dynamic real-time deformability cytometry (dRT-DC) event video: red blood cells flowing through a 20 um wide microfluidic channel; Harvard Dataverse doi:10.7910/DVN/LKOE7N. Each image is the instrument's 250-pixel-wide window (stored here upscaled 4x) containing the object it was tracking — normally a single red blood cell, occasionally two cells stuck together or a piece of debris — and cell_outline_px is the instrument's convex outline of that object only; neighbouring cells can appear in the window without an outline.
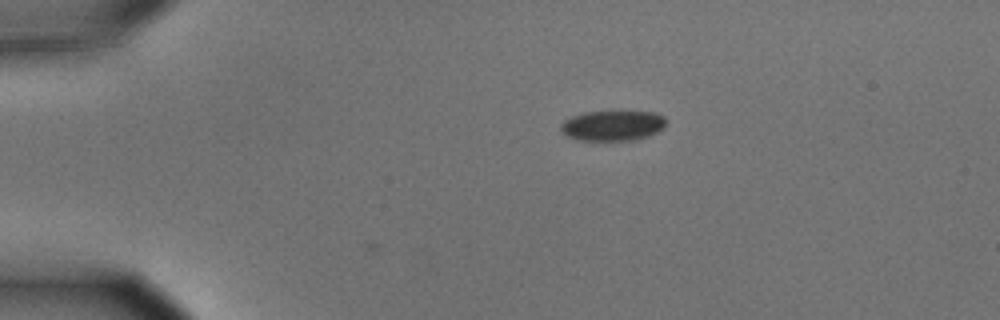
{"species": "common noctule bat (a hibernating species)", "species_latin": "Nyctalus noctula", "temperature_condition": "cold", "stored_images_in_passage": 27, "camera_frame_rate_fps": 3000, "um_per_image_px": 0.085, "animal": {"sex": "male", "body_mass_g": 15.6}, "frame": {"image": 1, "passage_image": 1, "time_ms": 0.0, "image_size_px": [1000, 320], "cell_outline_px": [[664, 128], [648, 136], [628, 140], [580, 140], [568, 136], [560, 128], [560, 124], [564, 120], [572, 116], [584, 112], [652, 112], [664, 116]], "centroid_in_image_um": [52.05, 10.67], "position_along_channel_um": 32.9, "area_um2": 18.21}}
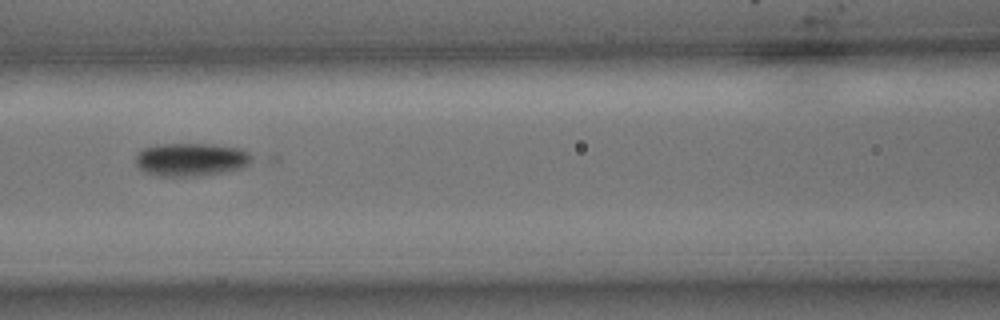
{"frame": {"image": 2, "passage_image": 15, "time_ms": 4.667, "image_size_px": [1000, 320], "cell_outline_px": [[256, 160], [244, 168], [224, 172], [200, 176], [160, 176], [144, 172], [136, 164], [136, 156], [144, 148], [160, 144], [212, 144], [240, 148], [256, 156]], "centroid_in_image_um": [16.33, 13.56], "position_along_channel_um": 150.3, "area_um2": 22.77}}
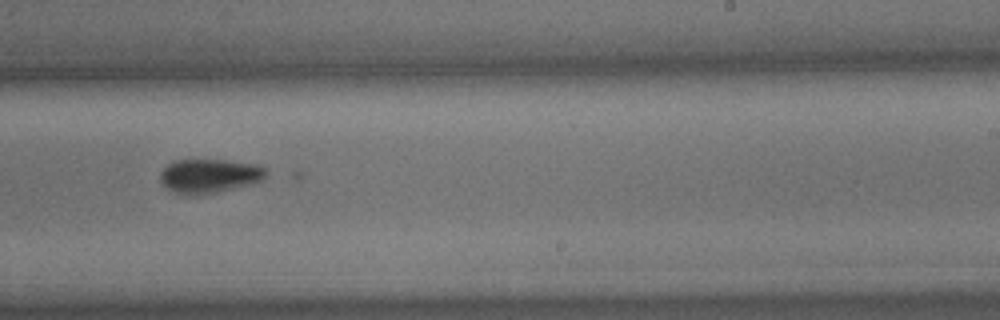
{"frame": {"image": 3, "passage_image": 25, "time_ms": 8.0, "image_size_px": [1000, 320], "cell_outline_px": [[268, 172], [264, 180], [252, 184], [216, 192], [196, 196], [188, 196], [172, 192], [160, 180], [160, 172], [168, 164], [176, 160], [224, 160], [260, 164], [268, 168]], "centroid_in_image_um": [17.85, 14.96], "position_along_channel_um": 271.2, "area_um2": 21.39}}